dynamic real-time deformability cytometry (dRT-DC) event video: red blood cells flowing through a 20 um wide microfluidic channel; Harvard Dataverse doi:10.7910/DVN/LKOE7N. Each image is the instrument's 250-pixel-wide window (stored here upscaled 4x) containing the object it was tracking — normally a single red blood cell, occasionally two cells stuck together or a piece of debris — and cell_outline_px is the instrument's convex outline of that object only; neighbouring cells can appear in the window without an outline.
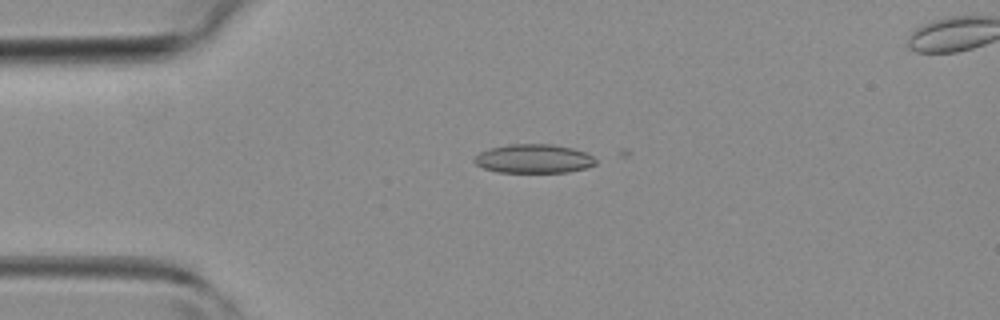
{"species": "common noctule bat (a hibernating species)", "species_latin": "Nyctalus noctula", "temperature_condition": "room temperature", "stored_images_in_passage": 3, "camera_frame_rate_fps": 3000, "um_per_image_px": 0.085, "animal": {"sex": "female", "body_mass_g": 19.3, "forearm_length_mm": 54.1}, "frame": {"image": 1, "passage_image": 2, "time_ms": 0.333, "image_size_px": [1000, 320], "cell_outline_px": [[596, 164], [584, 168], [568, 172], [496, 172], [484, 168], [476, 164], [472, 160], [480, 152], [488, 148], [512, 144], [552, 144], [572, 148], [584, 152], [592, 156], [596, 160]], "centroid_in_image_um": [45.34, 13.49], "position_along_channel_um": 39.7, "area_um2": 20.35}}